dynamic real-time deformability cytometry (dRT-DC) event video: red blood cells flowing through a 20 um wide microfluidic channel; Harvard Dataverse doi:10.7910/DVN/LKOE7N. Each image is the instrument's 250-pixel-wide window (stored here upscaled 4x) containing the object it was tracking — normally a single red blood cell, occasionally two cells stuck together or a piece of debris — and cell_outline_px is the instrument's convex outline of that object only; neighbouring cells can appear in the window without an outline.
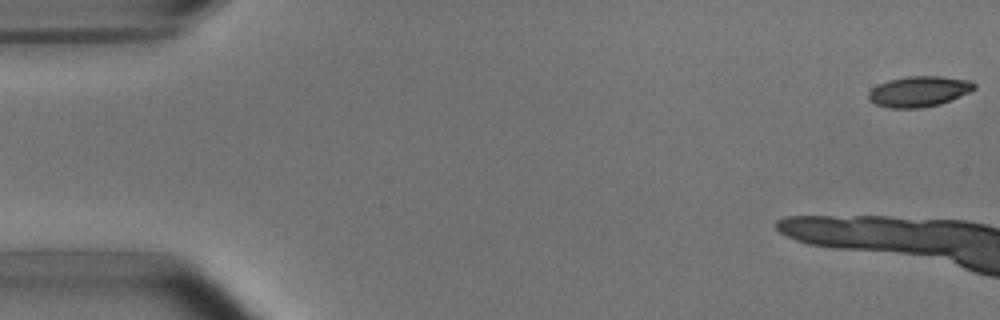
{"species": "common noctule bat (a hibernating species)", "species_latin": "Nyctalus noctula", "temperature_condition": "room temperature", "stored_images_in_passage": 8, "camera_frame_rate_fps": 3000, "um_per_image_px": 0.085, "animal": {"sex": "male", "body_mass_g": 15.6}, "frame": {"image": 1, "passage_image": 1, "time_ms": 0.0, "image_size_px": [1000, 320], "cell_outline_px": [[976, 88], [952, 100], [940, 104], [920, 108], [888, 108], [876, 104], [868, 100], [868, 92], [872, 88], [888, 80], [908, 76], [940, 76], [972, 80], [976, 84]], "centroid_in_image_um": [78.12, 7.77], "position_along_channel_um": 6.9, "area_um2": 18.96}}